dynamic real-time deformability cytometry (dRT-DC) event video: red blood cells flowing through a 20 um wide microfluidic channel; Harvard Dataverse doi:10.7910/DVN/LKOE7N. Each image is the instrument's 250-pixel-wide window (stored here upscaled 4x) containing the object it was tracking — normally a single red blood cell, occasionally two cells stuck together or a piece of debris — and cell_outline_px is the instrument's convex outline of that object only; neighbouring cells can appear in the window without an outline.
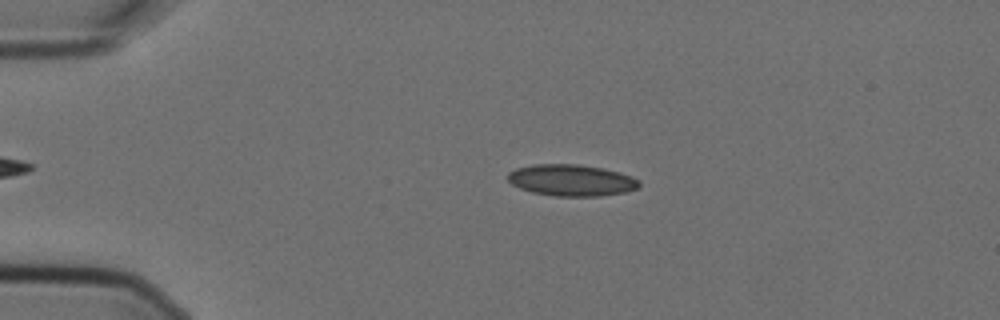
{"species": "Egyptian fruit bat (a non-hibernating species)", "species_latin": "Rousettus aegyptiacus", "temperature_condition": "cold", "stored_images_in_passage": 4, "camera_frame_rate_fps": 3000, "um_per_image_px": 0.085, "animal": {"sex": "female"}, "frame": {"image": 1, "passage_image": 3, "time_ms": 0.667, "image_size_px": [1000, 320], "cell_outline_px": [[640, 184], [636, 188], [628, 192], [600, 196], [552, 196], [532, 192], [520, 188], [512, 184], [508, 180], [508, 172], [516, 168], [532, 164], [580, 164], [600, 168], [632, 176], [640, 180]], "centroid_in_image_um": [48.56, 15.32], "position_along_channel_um": 36.4, "area_um2": 24.16}}